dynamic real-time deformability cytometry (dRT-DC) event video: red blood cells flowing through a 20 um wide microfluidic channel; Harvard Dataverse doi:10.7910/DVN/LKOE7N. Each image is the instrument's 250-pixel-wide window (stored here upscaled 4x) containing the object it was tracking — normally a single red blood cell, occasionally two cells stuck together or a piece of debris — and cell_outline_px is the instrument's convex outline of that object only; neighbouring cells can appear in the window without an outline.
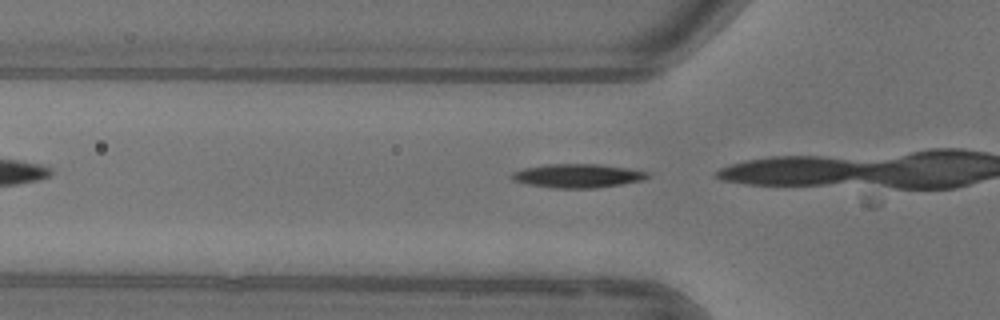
{"species": "common noctule bat (a hibernating species)", "species_latin": "Nyctalus noctula", "temperature_condition": "warm", "stored_images_in_passage": 5, "camera_frame_rate_fps": 3000, "um_per_image_px": 0.085, "animal": {"sex": "female"}, "frame": {"image": 1, "passage_image": 3, "time_ms": 2.333, "image_size_px": [1000, 320], "cell_outline_px": [[648, 176], [644, 180], [596, 188], [556, 188], [528, 184], [512, 180], [512, 172], [524, 168], [548, 164], [600, 164], [628, 168], [648, 172]], "centroid_in_image_um": [49.1, 14.94], "position_along_channel_um": 76.7, "area_um2": 18.67}}